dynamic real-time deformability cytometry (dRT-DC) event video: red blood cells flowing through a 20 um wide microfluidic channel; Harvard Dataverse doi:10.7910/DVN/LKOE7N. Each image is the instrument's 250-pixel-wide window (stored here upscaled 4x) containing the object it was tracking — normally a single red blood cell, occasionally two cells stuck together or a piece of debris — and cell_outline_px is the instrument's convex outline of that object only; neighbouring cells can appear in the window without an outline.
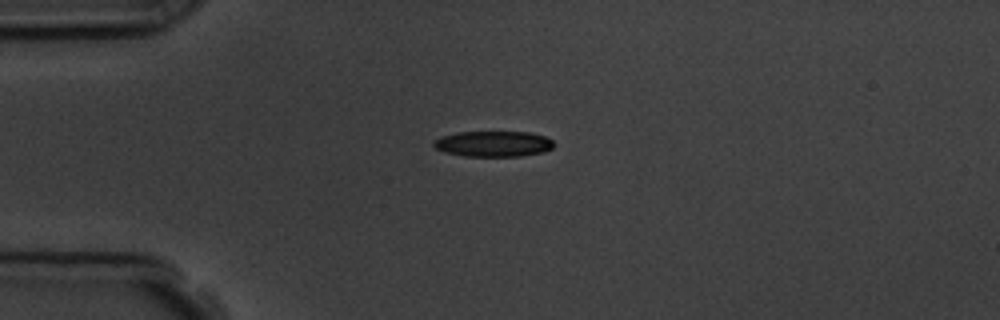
{"species": "common noctule bat (a hibernating species)", "species_latin": "Nyctalus noctula", "temperature_condition": "room temperature", "stored_images_in_passage": 7, "camera_frame_rate_fps": 3000, "um_per_image_px": 0.085, "animal": {"sex": "male", "body_mass_g": 19.5, "forearm_length_mm": 54.6}, "frame": {"image": 1, "passage_image": 3, "time_ms": 2.333, "image_size_px": [1000, 320], "cell_outline_px": [[556, 144], [552, 148], [544, 152], [520, 156], [464, 156], [444, 152], [436, 148], [432, 144], [432, 140], [440, 136], [456, 132], [528, 132], [544, 136], [552, 140]], "centroid_in_image_um": [41.91, 12.22], "position_along_channel_um": 43.1, "area_um2": 18.15}}
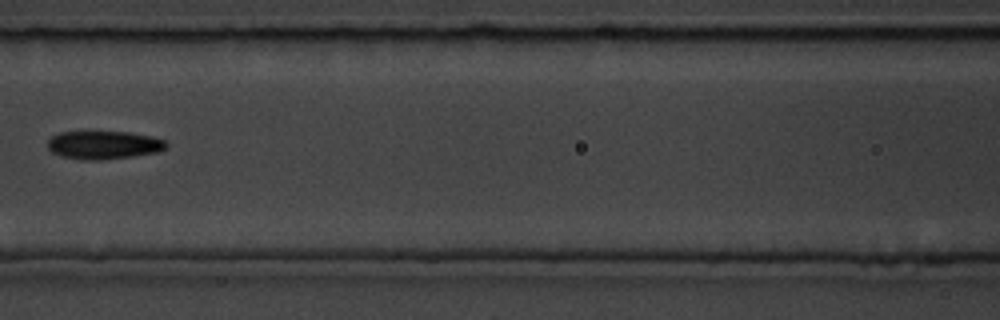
{"frame": {"image": 2, "passage_image": 6, "time_ms": 6.0, "image_size_px": [1000, 320], "cell_outline_px": [[168, 144], [160, 152], [132, 156], [100, 160], [92, 160], [64, 156], [52, 152], [48, 148], [48, 140], [52, 136], [60, 132], [128, 132], [152, 136], [164, 140]], "centroid_in_image_um": [8.85, 12.31], "position_along_channel_um": 157.8, "area_um2": 19.25}}